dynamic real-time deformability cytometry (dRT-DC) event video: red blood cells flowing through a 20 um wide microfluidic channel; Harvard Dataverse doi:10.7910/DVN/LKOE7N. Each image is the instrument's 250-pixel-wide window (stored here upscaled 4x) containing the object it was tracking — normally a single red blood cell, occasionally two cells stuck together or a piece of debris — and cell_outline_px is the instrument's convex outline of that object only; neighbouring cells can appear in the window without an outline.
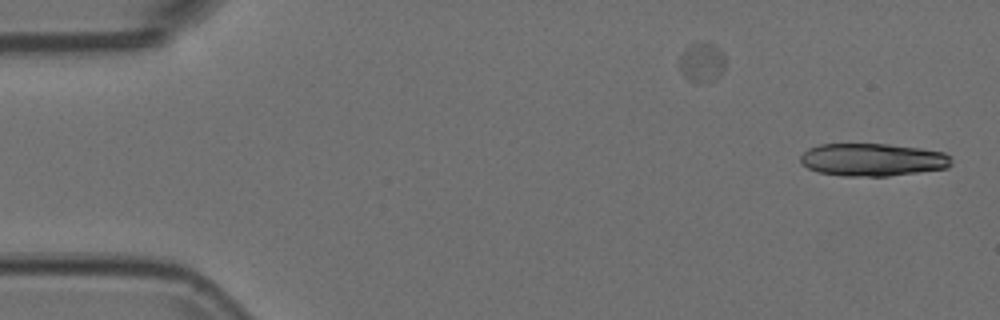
{"species": "Egyptian fruit bat (a non-hibernating species)", "species_latin": "Rousettus aegyptiacus", "temperature_condition": "room temperature", "stored_images_in_passage": 15, "camera_frame_rate_fps": 3000, "um_per_image_px": 0.085, "animal": {"sex": "female"}, "frame": {"image": 1, "passage_image": 1, "time_ms": 0.0, "image_size_px": [1000, 320], "cell_outline_px": [[952, 164], [948, 168], [888, 176], [844, 176], [816, 172], [800, 164], [800, 156], [808, 148], [820, 144], [888, 144], [920, 148], [944, 152], [952, 156]], "centroid_in_image_um": [74.17, 13.57], "position_along_channel_um": 10.8, "area_um2": 29.07}}